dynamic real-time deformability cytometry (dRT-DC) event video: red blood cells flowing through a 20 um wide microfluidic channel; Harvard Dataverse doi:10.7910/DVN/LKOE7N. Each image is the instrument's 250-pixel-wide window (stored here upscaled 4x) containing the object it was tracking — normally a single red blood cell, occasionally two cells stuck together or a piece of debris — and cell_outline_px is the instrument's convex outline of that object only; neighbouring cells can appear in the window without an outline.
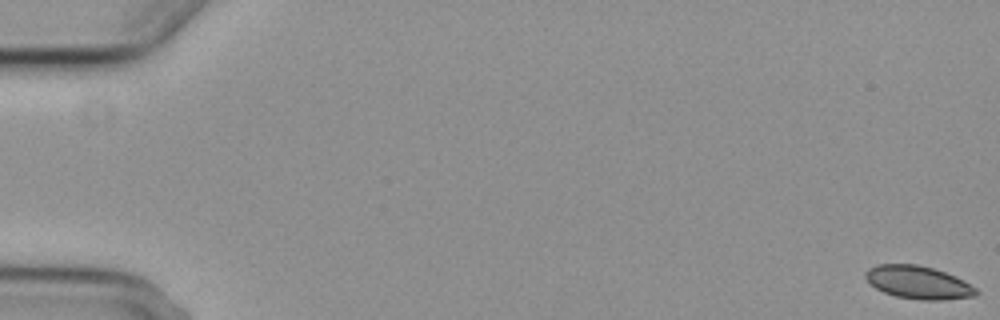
{"species": "common noctule bat (a hibernating species)", "species_latin": "Nyctalus noctula", "temperature_condition": "cold", "stored_images_in_passage": 5, "camera_frame_rate_fps": 3000, "um_per_image_px": 0.085, "animal": {"sex": "female", "body_mass_g": 29.2, "forearm_length_mm": 56.3}, "frame": {"image": 1, "passage_image": 1, "time_ms": 0.0, "image_size_px": [1000, 320], "cell_outline_px": [[980, 292], [976, 296], [944, 300], [924, 300], [896, 296], [884, 292], [876, 288], [864, 276], [864, 272], [868, 268], [876, 264], [916, 264], [932, 268], [956, 276], [976, 288]], "centroid_in_image_um": [78.06, 24.0], "position_along_channel_um": 6.9, "area_um2": 21.21}}
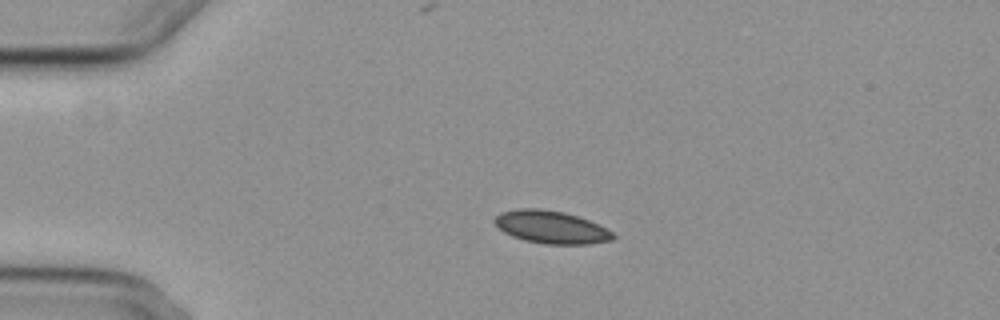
{"frame": {"image": 2, "passage_image": 4, "time_ms": 4.333, "image_size_px": [1000, 320], "cell_outline_px": [[616, 236], [612, 240], [588, 244], [544, 244], [524, 240], [512, 236], [504, 232], [492, 220], [500, 212], [516, 208], [540, 208], [564, 212], [600, 224], [612, 232]], "centroid_in_image_um": [46.84, 19.3], "position_along_channel_um": 38.2, "area_um2": 22.66}}
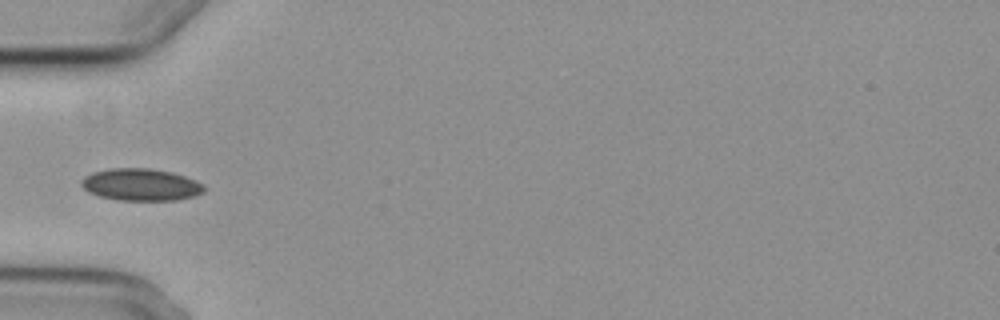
{"frame": {"image": 3, "passage_image": 5, "time_ms": 6.333, "image_size_px": [1000, 320], "cell_outline_px": [[204, 192], [196, 196], [176, 200], [116, 200], [100, 196], [88, 192], [80, 184], [80, 180], [84, 176], [92, 172], [112, 168], [148, 168], [172, 172], [196, 180], [204, 184]], "centroid_in_image_um": [11.97, 15.69], "position_along_channel_um": 73.0, "area_um2": 23.12}}